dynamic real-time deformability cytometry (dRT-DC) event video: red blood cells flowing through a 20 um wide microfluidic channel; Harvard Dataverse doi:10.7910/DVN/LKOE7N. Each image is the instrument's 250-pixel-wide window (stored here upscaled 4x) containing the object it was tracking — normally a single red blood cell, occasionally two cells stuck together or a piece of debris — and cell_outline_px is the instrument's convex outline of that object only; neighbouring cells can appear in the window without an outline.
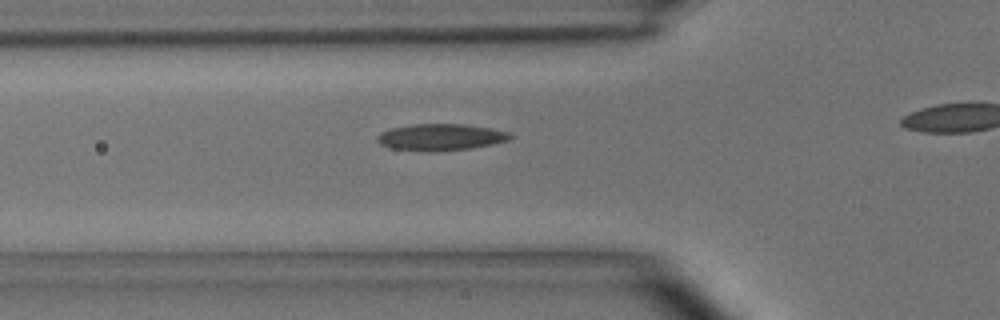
{"species": "common noctule bat (a hibernating species)", "species_latin": "Nyctalus noctula", "temperature_condition": "room temperature", "stored_images_in_passage": 36, "camera_frame_rate_fps": 3000, "um_per_image_px": 0.085, "animal": {"sex": "male", "body_mass_g": 15.6}, "frame": {"image": 1, "passage_image": 11, "time_ms": 3.333, "image_size_px": [1000, 320], "cell_outline_px": [[516, 136], [508, 140], [492, 144], [472, 148], [436, 152], [428, 152], [388, 148], [380, 144], [376, 140], [376, 136], [380, 132], [392, 128], [412, 124], [464, 124], [492, 128], [508, 132]], "centroid_in_image_um": [37.44, 11.67], "position_along_channel_um": 88.4, "area_um2": 20.98}}